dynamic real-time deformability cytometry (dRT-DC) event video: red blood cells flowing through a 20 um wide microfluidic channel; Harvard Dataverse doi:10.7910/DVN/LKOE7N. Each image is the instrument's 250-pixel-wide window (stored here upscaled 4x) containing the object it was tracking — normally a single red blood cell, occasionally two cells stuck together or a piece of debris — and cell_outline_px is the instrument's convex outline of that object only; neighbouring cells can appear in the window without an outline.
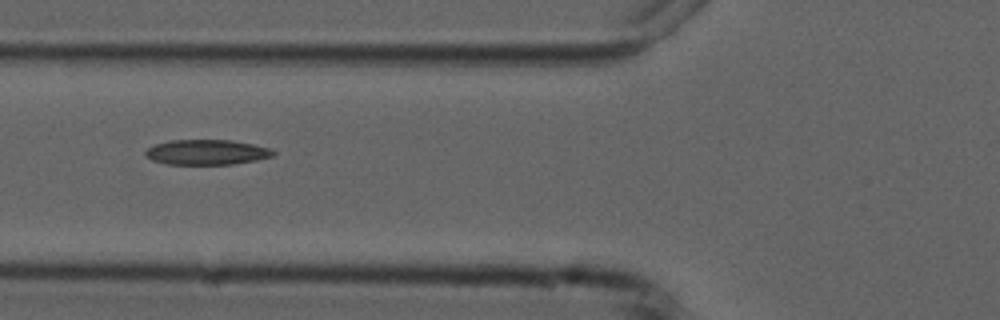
{"species": "common noctule bat (a hibernating species)", "species_latin": "Nyctalus noctula", "temperature_condition": "cold", "stored_images_in_passage": 7, "camera_frame_rate_fps": 3000, "um_per_image_px": 0.085, "animal": {"sex": "male", "forearm_length_mm": 52.5}, "frame": {"image": 1, "passage_image": 6, "time_ms": 6.333, "image_size_px": [1000, 320], "cell_outline_px": [[276, 152], [272, 156], [256, 160], [232, 164], [168, 164], [152, 160], [144, 152], [148, 148], [156, 144], [172, 140], [232, 140], [252, 144], [268, 148]], "centroid_in_image_um": [17.57, 12.93], "position_along_channel_um": 108.2, "area_um2": 18.44}}
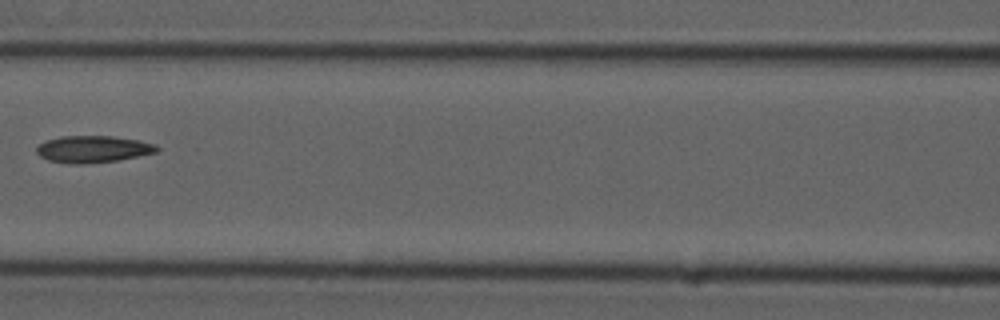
{"frame": {"image": 2, "passage_image": 7, "time_ms": 7.667, "image_size_px": [1000, 320], "cell_outline_px": [[160, 148], [156, 152], [116, 160], [84, 164], [76, 164], [48, 160], [40, 156], [36, 152], [36, 148], [44, 140], [60, 136], [112, 136], [140, 140], [156, 144]], "centroid_in_image_um": [7.89, 12.66], "position_along_channel_um": 158.7, "area_um2": 18.79}}